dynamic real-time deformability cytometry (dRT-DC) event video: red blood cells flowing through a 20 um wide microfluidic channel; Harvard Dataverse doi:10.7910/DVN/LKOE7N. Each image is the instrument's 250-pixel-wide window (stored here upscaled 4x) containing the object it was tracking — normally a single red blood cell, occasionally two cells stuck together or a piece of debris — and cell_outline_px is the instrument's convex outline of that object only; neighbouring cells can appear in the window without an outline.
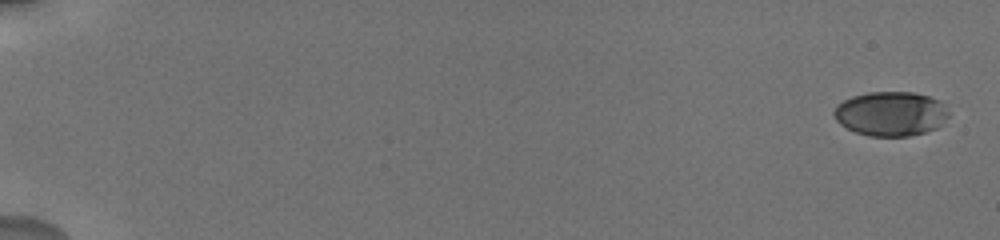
{"species": "human", "species_latin": "Homo sapiens", "temperature_condition": "cold", "stored_images_in_passage": 39, "camera_frame_rate_fps": 3000, "um_per_image_px": 0.085, "donor": {"sex": "male"}, "frame": {"image": 1, "passage_image": 1, "time_ms": 0.0, "image_size_px": [1000, 240], "cell_outline_px": [[948, 116], [936, 128], [924, 132], [908, 136], [868, 136], [856, 132], [840, 124], [836, 120], [832, 112], [836, 104], [852, 96], [868, 92], [916, 92], [940, 100], [948, 112]], "centroid_in_image_um": [75.68, 9.65], "position_along_channel_um": 9.3, "area_um2": 29.71}}
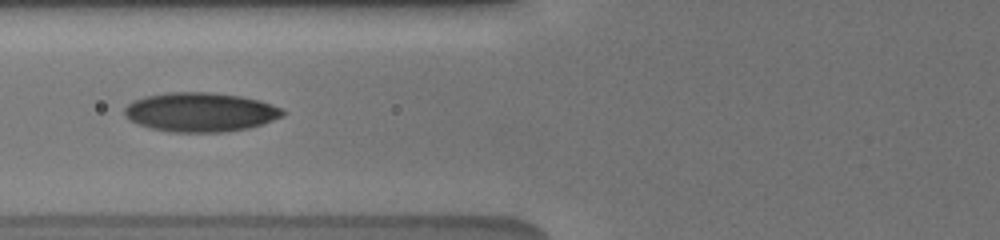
{"frame": {"image": 2, "passage_image": 14, "time_ms": 8.0, "image_size_px": [1000, 240], "cell_outline_px": [[288, 112], [284, 116], [264, 124], [248, 128], [224, 132], [172, 132], [152, 128], [128, 120], [124, 116], [124, 108], [132, 100], [144, 96], [168, 92], [212, 92], [240, 96], [260, 100], [284, 108]], "centroid_in_image_um": [17.07, 9.52], "position_along_channel_um": 108.7, "area_um2": 36.59}}
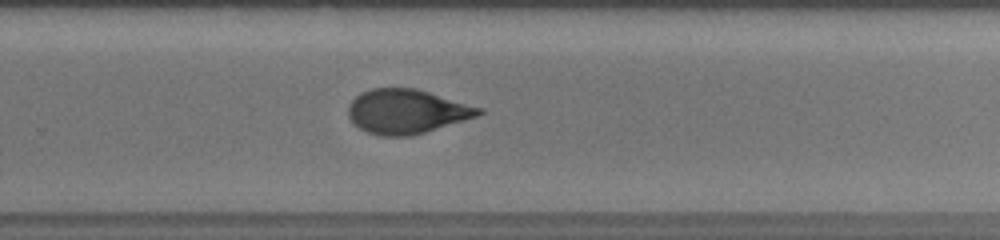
{"frame": {"image": 3, "passage_image": 25, "time_ms": 13.0, "image_size_px": [1000, 240], "cell_outline_px": [[484, 112], [476, 116], [464, 120], [424, 132], [408, 136], [380, 136], [368, 132], [360, 128], [348, 116], [348, 104], [360, 92], [372, 88], [416, 88], [484, 108]], "centroid_in_image_um": [34.56, 9.46], "position_along_channel_um": 295.2, "area_um2": 33.52}, "authors_computed_cell_mechanics": {"area_um2": 33.0616, "velocity_mm_per_s": 3.7426, "shape_relaxation_time_tau1_ms": 4.3738, "shape_relaxation_time_tau2_ms": 2.0285, "deformation_change_tau1": 0.17, "deformation_change_tau2": 0.0717}}